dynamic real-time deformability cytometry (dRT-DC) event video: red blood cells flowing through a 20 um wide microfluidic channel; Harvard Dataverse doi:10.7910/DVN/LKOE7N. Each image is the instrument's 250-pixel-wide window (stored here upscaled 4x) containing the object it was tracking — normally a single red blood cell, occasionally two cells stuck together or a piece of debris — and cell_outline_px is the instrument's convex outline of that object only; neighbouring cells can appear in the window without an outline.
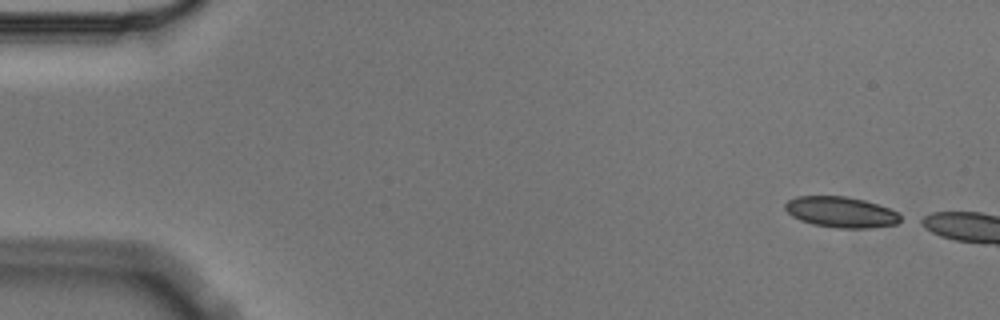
{"species": "Egyptian fruit bat (a non-hibernating species)", "species_latin": "Rousettus aegyptiacus", "temperature_condition": "cold", "stored_images_in_passage": 2, "camera_frame_rate_fps": 3000, "um_per_image_px": 0.085, "animal": {"sex": "male"}, "frame": {"image": 1, "passage_image": 1, "time_ms": 0.0, "image_size_px": [1000, 320], "cell_outline_px": [[904, 220], [896, 224], [872, 228], [836, 228], [812, 224], [800, 220], [792, 216], [784, 208], [784, 204], [788, 200], [796, 196], [848, 196], [864, 200], [900, 212]], "centroid_in_image_um": [71.52, 18.03], "position_along_channel_um": 13.5, "area_um2": 20.98}}